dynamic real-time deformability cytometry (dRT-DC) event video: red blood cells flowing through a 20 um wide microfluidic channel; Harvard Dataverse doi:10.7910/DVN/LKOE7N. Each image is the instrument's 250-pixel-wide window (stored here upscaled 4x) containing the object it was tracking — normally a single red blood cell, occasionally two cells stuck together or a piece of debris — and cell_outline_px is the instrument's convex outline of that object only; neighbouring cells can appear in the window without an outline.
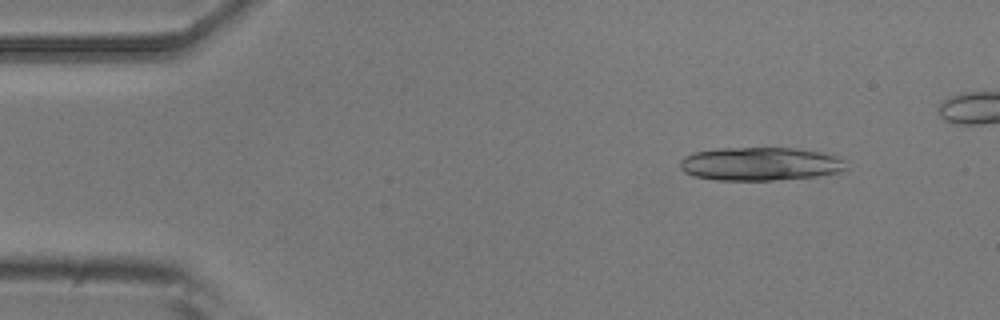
{"species": "common noctule bat (a hibernating species)", "species_latin": "Nyctalus noctula", "temperature_condition": "room temperature", "stored_images_in_passage": 16, "camera_frame_rate_fps": 3000, "um_per_image_px": 0.085, "animal": {"sex": "male", "body_mass_g": 20.5, "forearm_length_mm": 52.5}, "frame": {"image": 1, "passage_image": 5, "time_ms": 1.333, "image_size_px": [1000, 320], "cell_outline_px": [[848, 168], [836, 172], [816, 176], [776, 180], [716, 180], [692, 176], [684, 172], [680, 168], [680, 160], [684, 156], [696, 152], [720, 148], [796, 148], [820, 152], [836, 156], [844, 160]], "centroid_in_image_um": [64.59, 13.93], "position_along_channel_um": 20.4, "area_um2": 32.31}}